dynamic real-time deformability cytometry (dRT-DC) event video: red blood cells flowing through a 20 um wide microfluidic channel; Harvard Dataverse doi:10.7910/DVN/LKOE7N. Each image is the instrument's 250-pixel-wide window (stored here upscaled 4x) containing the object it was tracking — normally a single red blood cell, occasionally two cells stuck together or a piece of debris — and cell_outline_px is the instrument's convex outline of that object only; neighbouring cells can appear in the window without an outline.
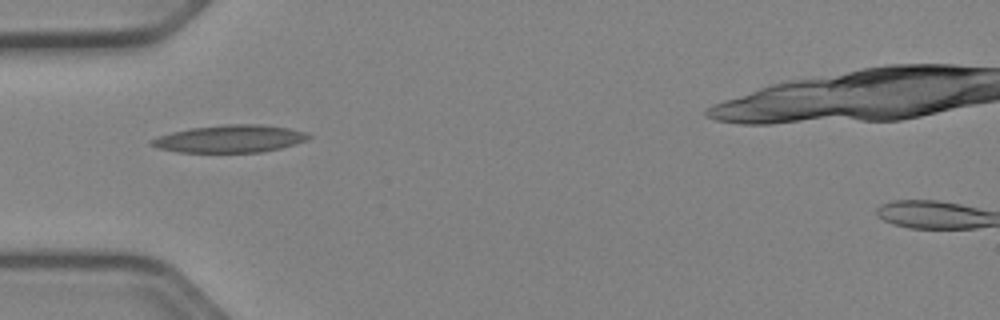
{"species": "Egyptian fruit bat (a non-hibernating species)", "species_latin": "Rousettus aegyptiacus", "temperature_condition": "cold", "stored_images_in_passage": 33, "camera_frame_rate_fps": 3000, "um_per_image_px": 0.085, "animal": {"sex": "female"}, "frame": {"image": 1, "passage_image": 1, "time_ms": 0.0, "image_size_px": [1000, 320], "cell_outline_px": [[312, 136], [308, 140], [296, 144], [280, 148], [260, 152], [176, 152], [160, 148], [148, 144], [148, 140], [172, 132], [188, 128], [224, 124], [260, 124], [288, 128], [308, 132]], "centroid_in_image_um": [19.56, 11.79], "position_along_channel_um": 65.4, "area_um2": 25.32}}
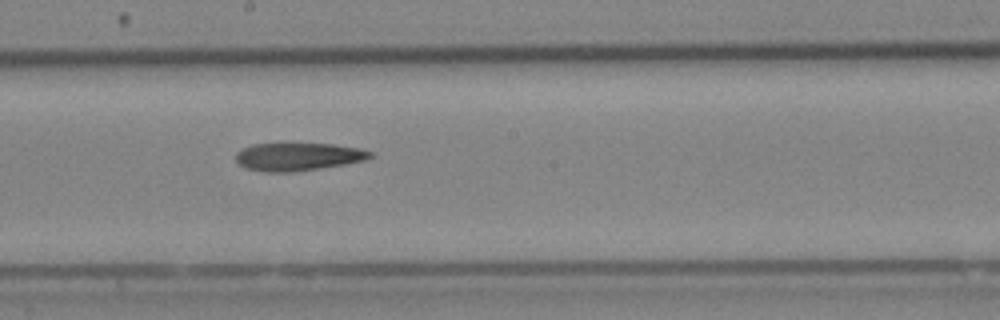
{"frame": {"image": 2, "passage_image": 13, "time_ms": 4.0, "image_size_px": [1000, 320], "cell_outline_px": [[372, 156], [364, 160], [344, 164], [320, 168], [292, 172], [268, 172], [244, 168], [236, 160], [236, 152], [252, 144], [280, 140], [284, 140], [332, 144], [360, 148], [372, 152]], "centroid_in_image_um": [25.28, 13.26], "position_along_channel_um": 222.9, "area_um2": 22.83}}
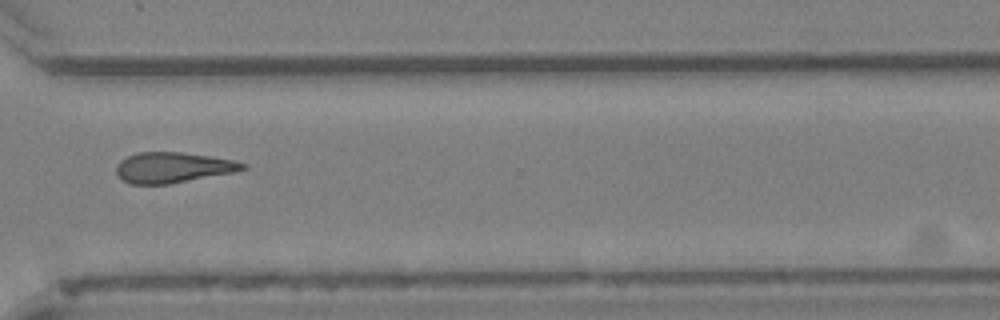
{"frame": {"image": 3, "passage_image": 23, "time_ms": 7.333, "image_size_px": [1000, 320], "cell_outline_px": [[248, 168], [232, 172], [168, 184], [128, 184], [116, 172], [116, 164], [120, 160], [128, 156], [140, 152], [180, 152], [208, 156], [232, 160], [248, 164]], "centroid_in_image_um": [14.67, 14.23], "position_along_channel_um": 355.9, "area_um2": 22.2}}